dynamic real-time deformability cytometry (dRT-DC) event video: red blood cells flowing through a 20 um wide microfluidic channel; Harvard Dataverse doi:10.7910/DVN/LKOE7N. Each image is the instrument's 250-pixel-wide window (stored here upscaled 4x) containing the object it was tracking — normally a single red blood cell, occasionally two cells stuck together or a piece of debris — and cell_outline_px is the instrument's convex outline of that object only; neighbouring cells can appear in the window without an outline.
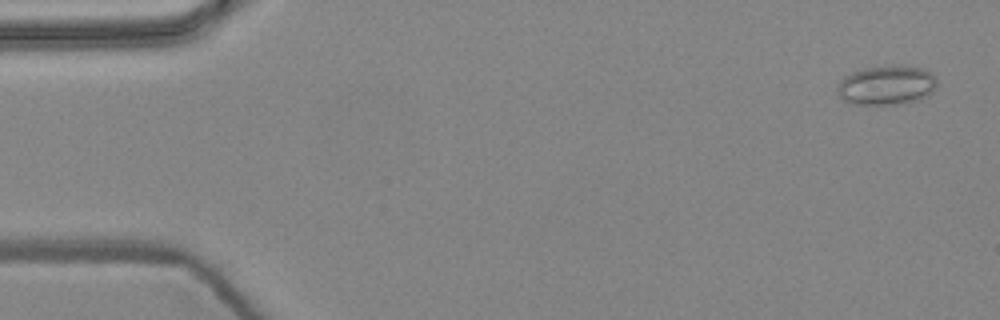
{"species": "common noctule bat (a hibernating species)", "species_latin": "Nyctalus noctula", "temperature_condition": "warm", "stored_images_in_passage": 5, "camera_frame_rate_fps": 3000, "um_per_image_px": 0.085, "animal": {"sex": "female", "body_mass_g": 24.6, "forearm_length_mm": 56.2}, "frame": {"image": 1, "passage_image": 1, "time_ms": 0.0, "image_size_px": [1000, 320], "cell_outline_px": [[936, 88], [928, 96], [920, 100], [900, 104], [848, 104], [840, 96], [836, 88], [840, 80], [844, 76], [852, 72], [868, 68], [892, 64], [904, 64], [920, 68], [932, 72], [936, 76]], "centroid_in_image_um": [75.39, 7.23], "position_along_channel_um": 9.6, "area_um2": 23.35}}